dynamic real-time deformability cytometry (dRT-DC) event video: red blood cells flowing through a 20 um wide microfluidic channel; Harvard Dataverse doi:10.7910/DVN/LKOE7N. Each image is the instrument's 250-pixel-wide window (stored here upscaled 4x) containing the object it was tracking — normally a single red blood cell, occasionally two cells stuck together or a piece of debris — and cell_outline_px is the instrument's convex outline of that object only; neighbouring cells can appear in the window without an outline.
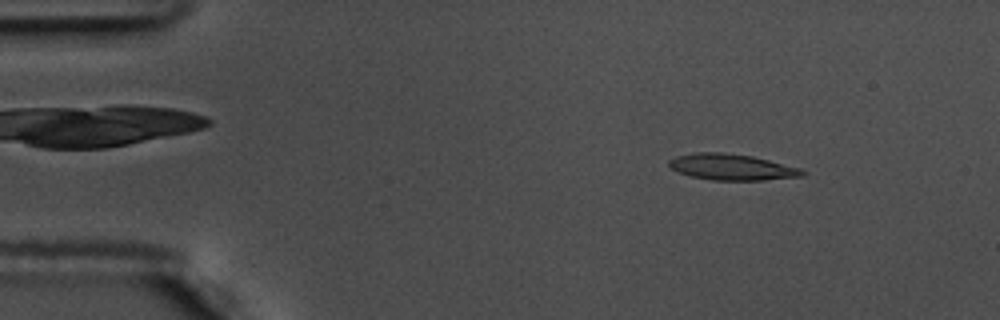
{"species": "common noctule bat (a hibernating species)", "species_latin": "Nyctalus noctula", "temperature_condition": "warm", "stored_images_in_passage": 55, "camera_frame_rate_fps": 3000, "um_per_image_px": 0.085, "animal": {"sex": "male", "body_mass_g": 17.5, "forearm_length_mm": 52.3}, "frame": {"image": 1, "passage_image": 7, "time_ms": 2.0, "image_size_px": [1000, 320], "cell_outline_px": [[808, 172], [804, 176], [764, 180], [712, 180], [692, 176], [676, 172], [668, 164], [668, 160], [676, 156], [696, 152], [724, 152], [752, 156], [804, 168]], "centroid_in_image_um": [62.26, 14.2], "position_along_channel_um": 22.7, "area_um2": 20.58}}
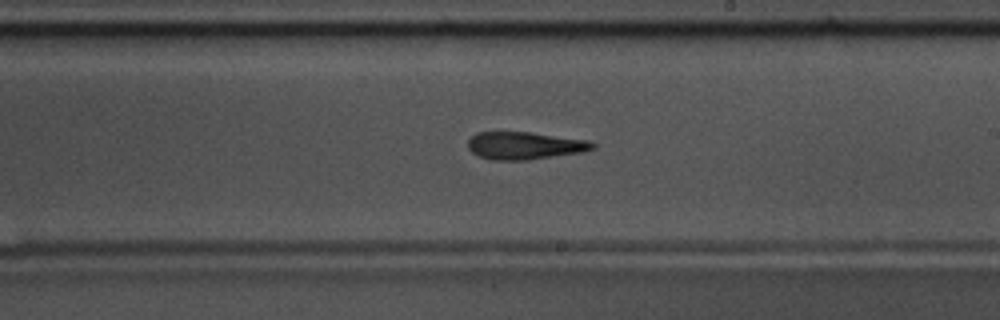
{"frame": {"image": 2, "passage_image": 32, "time_ms": 10.333, "image_size_px": [1000, 320], "cell_outline_px": [[596, 148], [580, 152], [528, 160], [492, 160], [480, 156], [472, 152], [468, 148], [468, 140], [476, 132], [532, 132], [588, 140], [596, 144]], "centroid_in_image_um": [44.6, 12.37], "position_along_channel_um": 244.4, "area_um2": 20.0}}
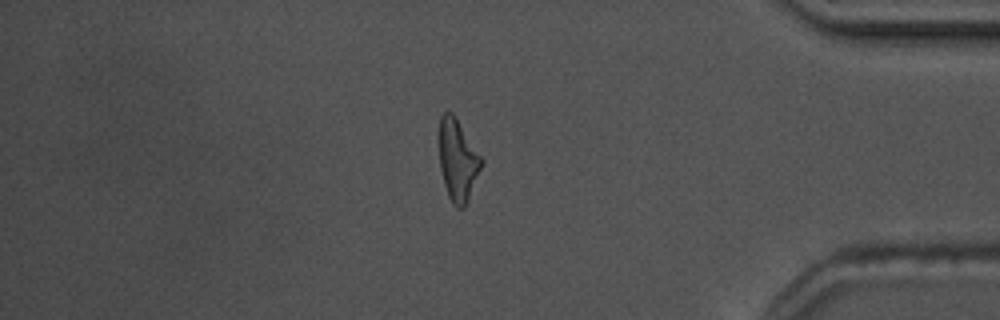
{"frame": {"image": 3, "passage_image": 47, "time_ms": 15.333, "image_size_px": [1000, 320], "cell_outline_px": [[484, 164], [468, 200], [464, 208], [456, 208], [452, 204], [448, 196], [444, 184], [440, 168], [440, 116], [444, 112], [452, 112], [456, 116], [484, 160]], "centroid_in_image_um": [38.94, 13.63], "position_along_channel_um": 396.3, "area_um2": 20.29}, "authors_computed_cell_mechanics": {"area_um2": 20.3456, "velocity_mm_per_s": 3.6377, "shape_relaxation_time_tau1_ms": null, "shape_relaxation_time_tau2_ms": 6.7543, "deformation_change_tau1": null, "deformation_change_tau2": 0.2148}}